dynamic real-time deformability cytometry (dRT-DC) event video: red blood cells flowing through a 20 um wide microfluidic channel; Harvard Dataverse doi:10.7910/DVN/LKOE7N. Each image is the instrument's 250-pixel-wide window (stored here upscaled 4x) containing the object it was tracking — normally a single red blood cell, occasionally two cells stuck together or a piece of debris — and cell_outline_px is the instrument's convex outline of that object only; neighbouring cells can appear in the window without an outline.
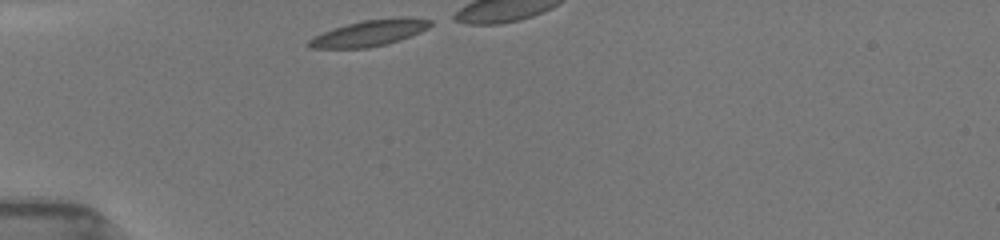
{"species": "common noctule bat (a hibernating species)", "species_latin": "Nyctalus noctula", "temperature_condition": "room temperature", "stored_images_in_passage": 11, "camera_frame_rate_fps": 3000, "um_per_image_px": 0.085, "animal": {"sex": "female", "body_mass_g": 19.5, "forearm_length_mm": 54.1}, "frame": {"image": 1, "passage_image": 1, "time_ms": 0.0, "image_size_px": [1000, 240], "cell_outline_px": [[432, 24], [428, 28], [420, 32], [400, 40], [388, 44], [368, 48], [312, 48], [308, 44], [308, 40], [324, 32], [348, 24], [364, 20], [396, 16], [404, 16], [432, 20]], "centroid_in_image_um": [31.49, 2.8], "position_along_channel_um": 53.5, "area_um2": 18.44}}
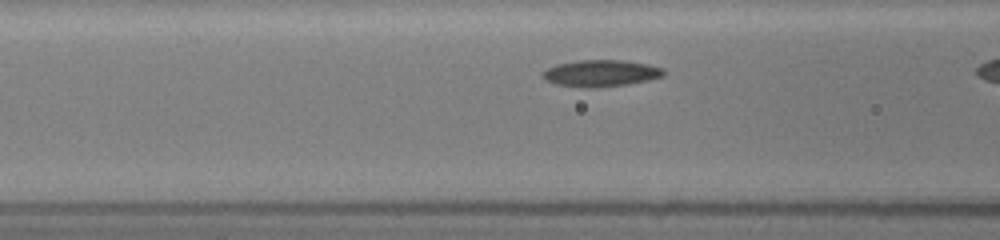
{"frame": {"image": 2, "passage_image": 7, "time_ms": 2.0, "image_size_px": [1000, 240], "cell_outline_px": [[664, 76], [648, 80], [628, 84], [592, 88], [584, 88], [556, 84], [544, 80], [544, 72], [548, 68], [556, 64], [580, 60], [624, 60], [648, 64], [664, 68]], "centroid_in_image_um": [51.1, 6.22], "position_along_channel_um": 115.5, "area_um2": 18.79}}
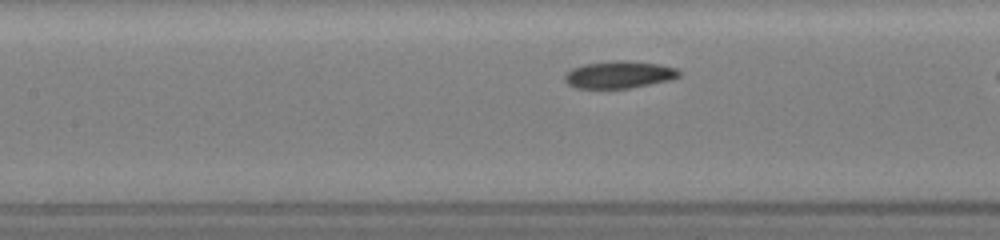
{"frame": {"image": 3, "passage_image": 10, "time_ms": 3.0, "image_size_px": [1000, 240], "cell_outline_px": [[680, 76], [668, 80], [628, 88], [576, 88], [568, 84], [564, 80], [564, 72], [572, 68], [584, 64], [616, 60], [628, 60], [660, 64], [676, 68], [680, 72]], "centroid_in_image_um": [52.58, 6.33], "position_along_channel_um": 154.8, "area_um2": 18.15}}